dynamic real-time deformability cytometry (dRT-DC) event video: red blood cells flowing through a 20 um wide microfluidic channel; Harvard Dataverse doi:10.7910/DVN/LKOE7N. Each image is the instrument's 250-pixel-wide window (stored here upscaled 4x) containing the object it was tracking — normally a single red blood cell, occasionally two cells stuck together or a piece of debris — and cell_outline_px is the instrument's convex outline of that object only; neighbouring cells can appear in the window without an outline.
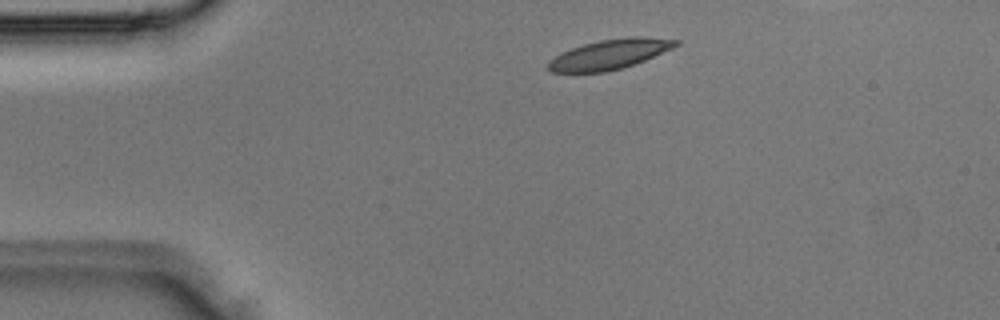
{"species": "Egyptian fruit bat (a non-hibernating species)", "species_latin": "Rousettus aegyptiacus", "temperature_condition": "room temperature", "stored_images_in_passage": 4, "camera_frame_rate_fps": 3000, "um_per_image_px": 0.085, "animal": {"sex": "male"}, "frame": {"image": 1, "passage_image": 1, "time_ms": 0.0, "image_size_px": [1000, 320], "cell_outline_px": [[680, 44], [672, 48], [644, 60], [620, 68], [604, 72], [552, 72], [548, 68], [548, 60], [572, 48], [584, 44], [600, 40], [628, 36], [640, 36], [680, 40]], "centroid_in_image_um": [51.83, 4.6], "position_along_channel_um": 33.2, "area_um2": 21.85}}